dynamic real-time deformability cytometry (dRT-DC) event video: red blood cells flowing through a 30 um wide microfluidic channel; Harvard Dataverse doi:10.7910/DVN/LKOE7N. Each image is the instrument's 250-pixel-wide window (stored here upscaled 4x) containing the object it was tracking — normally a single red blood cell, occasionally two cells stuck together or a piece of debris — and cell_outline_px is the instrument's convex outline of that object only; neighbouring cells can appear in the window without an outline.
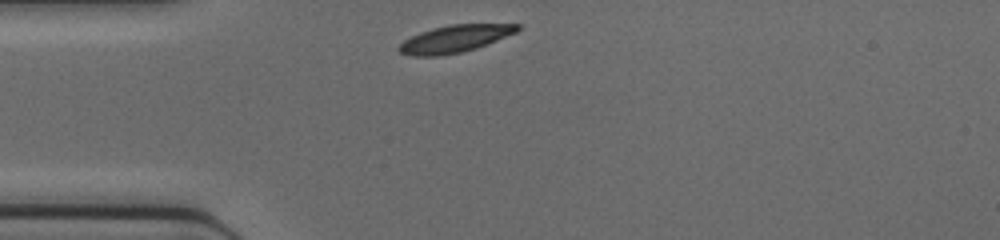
{"species": "common noctule bat (a hibernating species)", "species_latin": "Nyctalus noctula", "temperature_condition": "cold", "stored_images_in_passage": 28, "camera_frame_rate_fps": 3000, "um_per_image_px": 0.085, "animal": {"sex": "female", "body_mass_g": 17.0, "forearm_length_mm": 48.0}, "frame": {"image": 1, "passage_image": 1, "time_ms": 0.0, "image_size_px": [1000, 240], "cell_outline_px": [[520, 28], [516, 32], [476, 48], [460, 52], [440, 56], [412, 56], [400, 52], [396, 48], [404, 40], [420, 32], [432, 28], [448, 24], [520, 24]], "centroid_in_image_um": [38.62, 3.29], "position_along_channel_um": 46.4, "area_um2": 18.67}}
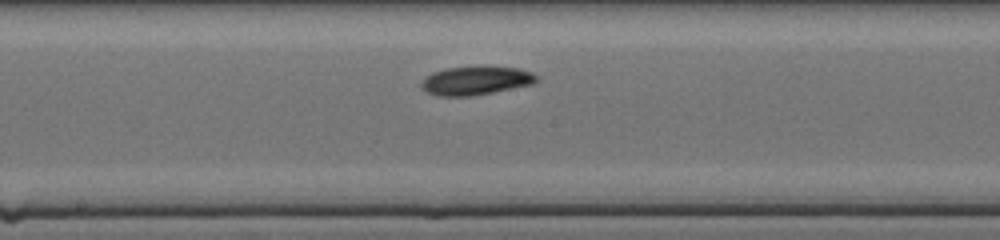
{"frame": {"image": 2, "passage_image": 13, "time_ms": 4.0, "image_size_px": [1000, 240], "cell_outline_px": [[536, 80], [532, 84], [472, 96], [436, 96], [420, 88], [420, 80], [432, 72], [444, 68], [516, 68], [528, 72], [536, 76]], "centroid_in_image_um": [40.31, 6.88], "position_along_channel_um": 207.9, "area_um2": 18.61}}
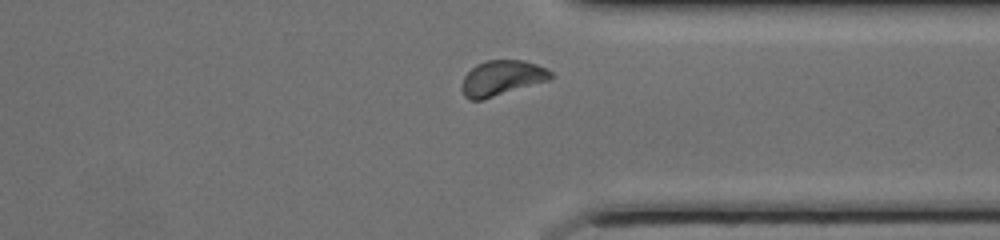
{"frame": {"image": 3, "passage_image": 24, "time_ms": 7.667, "image_size_px": [1000, 240], "cell_outline_px": [[552, 76], [548, 80], [484, 100], [468, 100], [464, 96], [460, 88], [460, 84], [464, 76], [476, 64], [484, 60], [524, 60], [548, 68], [552, 72]], "centroid_in_image_um": [42.61, 6.64], "position_along_channel_um": 368.8, "area_um2": 18.5}}